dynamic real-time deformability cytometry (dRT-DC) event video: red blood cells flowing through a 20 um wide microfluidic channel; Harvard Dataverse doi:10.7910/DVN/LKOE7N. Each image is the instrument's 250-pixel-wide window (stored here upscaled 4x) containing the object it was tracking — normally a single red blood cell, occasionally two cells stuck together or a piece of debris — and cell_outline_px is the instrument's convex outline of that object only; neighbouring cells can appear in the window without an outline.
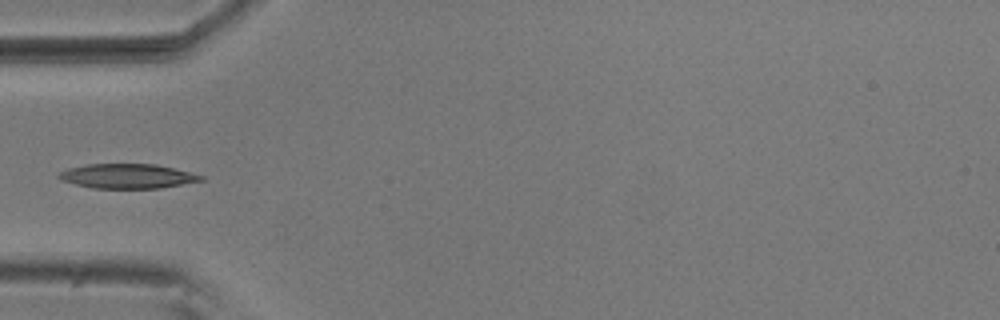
{"species": "common noctule bat (a hibernating species)", "species_latin": "Nyctalus noctula", "temperature_condition": "room temperature", "stored_images_in_passage": 5, "camera_frame_rate_fps": 3000, "um_per_image_px": 0.085, "animal": {"sex": "male", "body_mass_g": 20.5, "forearm_length_mm": 52.5}, "frame": {"image": 1, "passage_image": 5, "time_ms": 1.333, "image_size_px": [1000, 320], "cell_outline_px": [[204, 180], [160, 188], [92, 188], [60, 180], [56, 176], [60, 172], [68, 168], [88, 164], [156, 164], [192, 172], [204, 176]], "centroid_in_image_um": [10.84, 14.97], "position_along_channel_um": 74.2, "area_um2": 20.35}}